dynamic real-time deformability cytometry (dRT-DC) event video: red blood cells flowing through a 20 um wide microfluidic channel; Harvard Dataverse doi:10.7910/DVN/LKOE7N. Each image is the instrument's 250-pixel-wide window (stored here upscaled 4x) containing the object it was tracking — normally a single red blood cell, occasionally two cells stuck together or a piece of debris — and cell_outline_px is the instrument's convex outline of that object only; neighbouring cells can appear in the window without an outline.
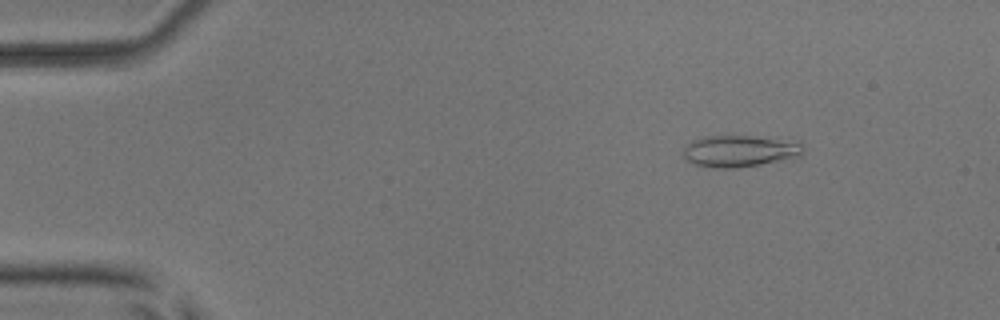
{"species": "common noctule bat (a hibernating species)", "species_latin": "Nyctalus noctula", "temperature_condition": "room temperature", "stored_images_in_passage": 7, "camera_frame_rate_fps": 3000, "um_per_image_px": 0.085, "animal": {"sex": "male", "body_mass_g": 17.9, "forearm_length_mm": 54.2}, "frame": {"image": 1, "passage_image": 2, "time_ms": 1.333, "image_size_px": [1000, 320], "cell_outline_px": [[804, 152], [800, 156], [760, 164], [736, 168], [708, 168], [692, 164], [680, 156], [684, 144], [692, 140], [704, 136], [732, 132], [804, 140]], "centroid_in_image_um": [62.88, 12.76], "position_along_channel_um": 22.1, "area_um2": 24.16}}
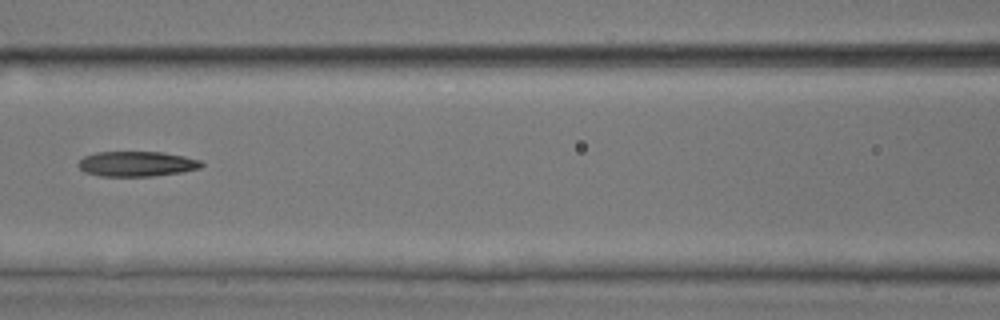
{"frame": {"image": 2, "passage_image": 6, "time_ms": 7.0, "image_size_px": [1000, 320], "cell_outline_px": [[204, 164], [200, 168], [184, 172], [152, 176], [100, 176], [84, 172], [76, 164], [84, 156], [96, 152], [164, 152], [184, 156], [200, 160]], "centroid_in_image_um": [11.63, 13.93], "position_along_channel_um": 155.0, "area_um2": 18.15}}
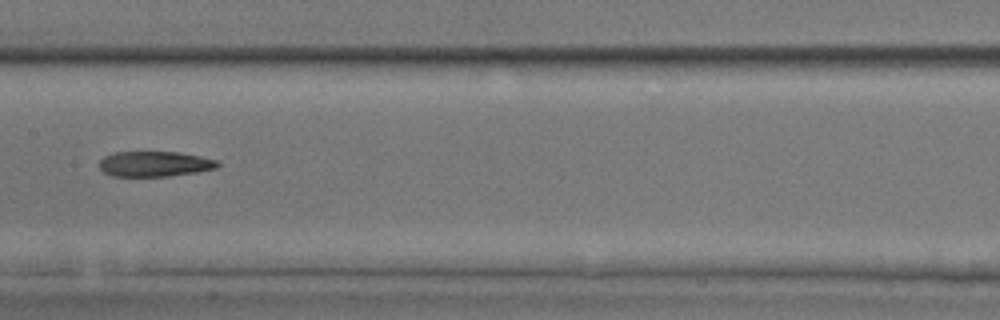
{"frame": {"image": 3, "passage_image": 7, "time_ms": 8.0, "image_size_px": [1000, 320], "cell_outline_px": [[220, 164], [216, 168], [196, 172], [168, 176], [112, 176], [104, 172], [100, 168], [100, 160], [104, 156], [112, 152], [180, 152], [200, 156], [216, 160]], "centroid_in_image_um": [13.13, 13.93], "position_along_channel_um": 194.3, "area_um2": 17.4}}